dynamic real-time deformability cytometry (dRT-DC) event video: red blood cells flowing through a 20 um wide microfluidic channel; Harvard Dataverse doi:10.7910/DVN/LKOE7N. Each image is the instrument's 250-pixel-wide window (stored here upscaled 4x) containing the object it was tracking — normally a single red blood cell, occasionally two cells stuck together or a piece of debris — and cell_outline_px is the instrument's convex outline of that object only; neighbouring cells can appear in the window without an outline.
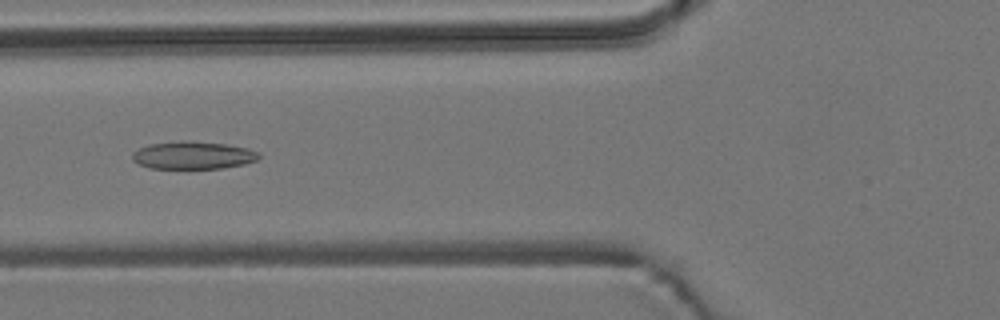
{"species": "common noctule bat (a hibernating species)", "species_latin": "Nyctalus noctula", "temperature_condition": "room temperature", "stored_images_in_passage": 7, "camera_frame_rate_fps": 3000, "um_per_image_px": 0.085, "animal": {"sex": "male", "body_mass_g": 19.2, "forearm_length_mm": 51.8}, "frame": {"image": 1, "passage_image": 5, "time_ms": 5.667, "image_size_px": [1000, 320], "cell_outline_px": [[260, 156], [256, 160], [244, 164], [220, 168], [148, 168], [132, 160], [132, 152], [148, 144], [184, 140], [188, 140], [224, 144], [248, 148], [260, 152]], "centroid_in_image_um": [16.4, 13.19], "position_along_channel_um": 109.4, "area_um2": 20.4}}
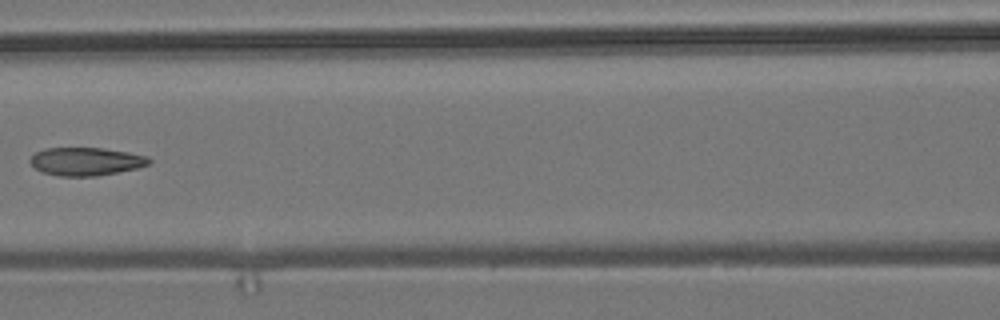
{"frame": {"image": 2, "passage_image": 6, "time_ms": 7.0, "image_size_px": [1000, 320], "cell_outline_px": [[152, 160], [148, 164], [136, 168], [96, 176], [60, 176], [44, 172], [36, 168], [28, 160], [36, 152], [44, 148], [100, 148], [128, 152], [148, 156]], "centroid_in_image_um": [7.3, 13.71], "position_along_channel_um": 159.3, "area_um2": 19.25}}
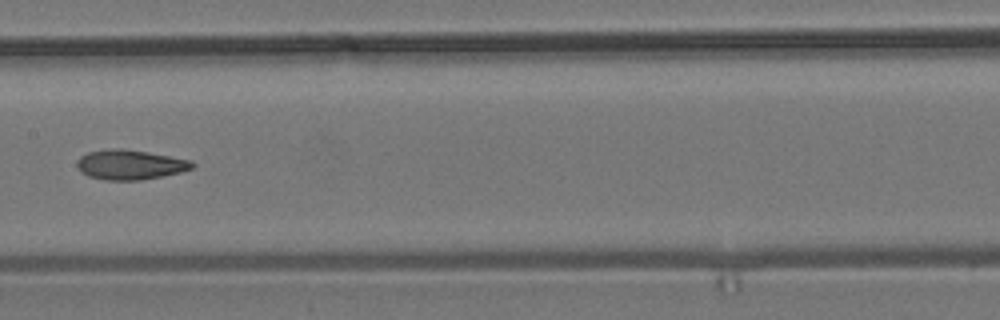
{"frame": {"image": 3, "passage_image": 7, "time_ms": 8.0, "image_size_px": [1000, 320], "cell_outline_px": [[196, 164], [192, 168], [180, 172], [164, 176], [140, 180], [104, 180], [88, 176], [80, 172], [76, 164], [76, 160], [80, 156], [88, 152], [108, 148], [124, 148], [148, 152], [192, 160]], "centroid_in_image_um": [11.04, 13.99], "position_along_channel_um": 196.4, "area_um2": 20.29}}